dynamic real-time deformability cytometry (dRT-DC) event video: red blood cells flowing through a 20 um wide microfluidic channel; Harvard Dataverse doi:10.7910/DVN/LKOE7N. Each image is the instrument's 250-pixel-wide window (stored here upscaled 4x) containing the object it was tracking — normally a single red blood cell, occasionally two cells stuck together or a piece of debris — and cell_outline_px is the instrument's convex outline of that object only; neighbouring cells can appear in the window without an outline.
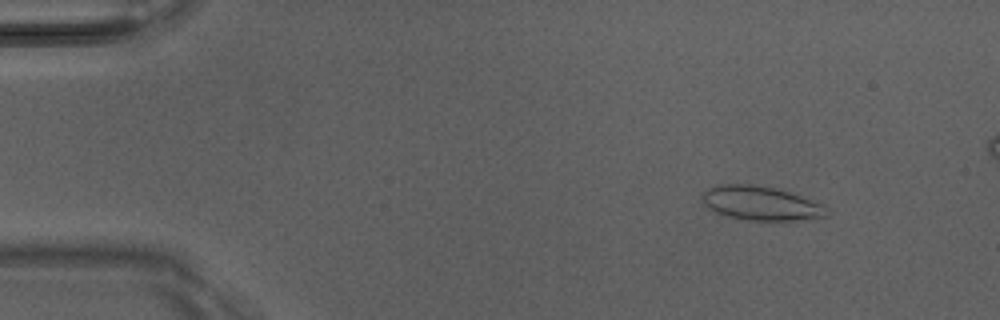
{"species": "Egyptian fruit bat (a non-hibernating species)", "species_latin": "Rousettus aegyptiacus", "temperature_condition": "room temperature", "stored_images_in_passage": 6, "camera_frame_rate_fps": 3000, "um_per_image_px": 0.085, "animal": {"sex": "male"}, "frame": {"image": 1, "passage_image": 2, "time_ms": 0.333, "image_size_px": [1000, 320], "cell_outline_px": [[828, 216], [808, 220], [744, 220], [728, 216], [716, 212], [708, 208], [704, 204], [700, 196], [708, 188], [716, 184], [752, 184], [772, 188], [788, 192], [824, 204], [828, 212]], "centroid_in_image_um": [64.66, 17.28], "position_along_channel_um": 20.3, "area_um2": 24.8}}